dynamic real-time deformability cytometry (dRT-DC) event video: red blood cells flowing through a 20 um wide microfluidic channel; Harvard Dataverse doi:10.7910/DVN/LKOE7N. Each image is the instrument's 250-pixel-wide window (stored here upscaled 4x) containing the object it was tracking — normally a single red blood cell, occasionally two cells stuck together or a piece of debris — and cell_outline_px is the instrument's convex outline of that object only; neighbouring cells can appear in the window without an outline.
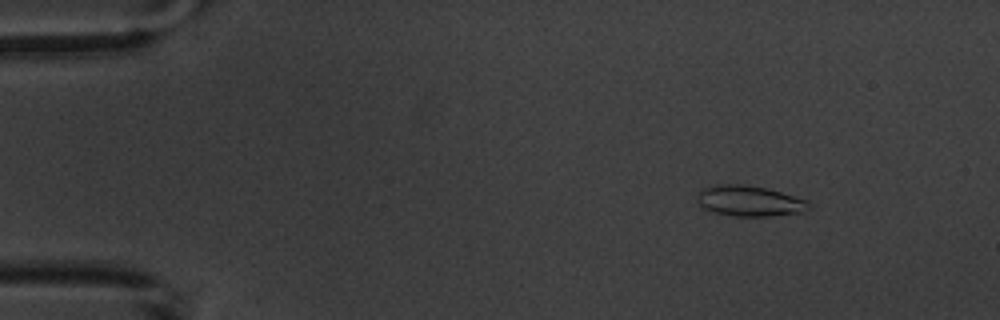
{"species": "common noctule bat (a hibernating species)", "species_latin": "Nyctalus noctula", "temperature_condition": "warm", "stored_images_in_passage": 15, "camera_frame_rate_fps": 3000, "um_per_image_px": 0.085, "animal": {"sex": "male", "body_mass_g": 20.1, "forearm_length_mm": 53.5}, "frame": {"image": 1, "passage_image": 3, "time_ms": 2.333, "image_size_px": [1000, 320], "cell_outline_px": [[812, 208], [804, 212], [768, 216], [732, 216], [716, 212], [704, 208], [700, 204], [700, 188], [716, 184], [744, 184], [768, 188], [808, 200]], "centroid_in_image_um": [63.77, 17.07], "position_along_channel_um": 21.2, "area_um2": 19.94}}
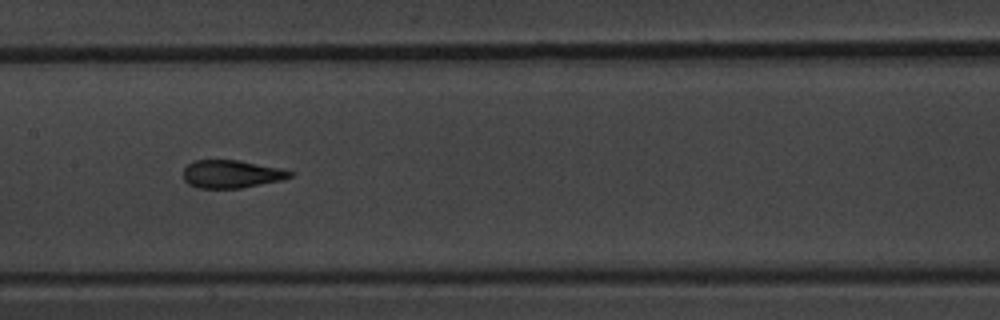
{"frame": {"image": 2, "passage_image": 8, "time_ms": 9.333, "image_size_px": [1000, 320], "cell_outline_px": [[292, 176], [280, 180], [240, 188], [196, 188], [188, 184], [184, 180], [184, 168], [192, 160], [240, 160], [280, 168], [292, 172]], "centroid_in_image_um": [19.62, 14.79], "position_along_channel_um": 187.8, "area_um2": 17.28}}
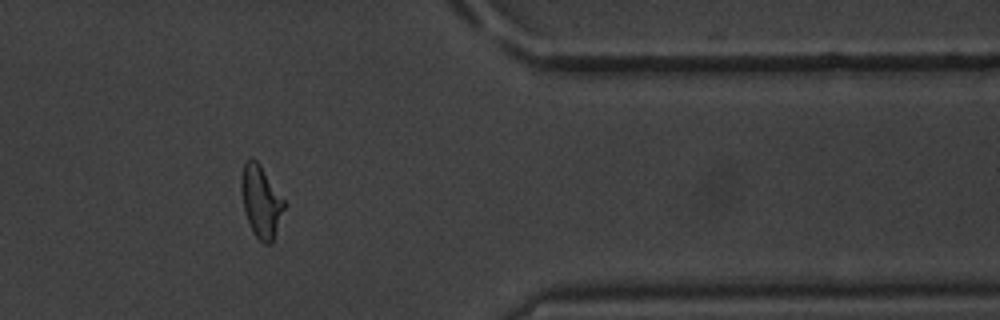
{"frame": {"image": 3, "passage_image": 13, "time_ms": 15.333, "image_size_px": [1000, 320], "cell_outline_px": [[288, 204], [272, 244], [264, 244], [252, 232], [244, 212], [240, 188], [240, 180], [244, 164], [252, 156], [260, 164]], "centroid_in_image_um": [22.21, 17.15], "position_along_channel_um": 389.2, "area_um2": 18.55}, "authors_computed_cell_mechanics": {"area_um2": 18.0914, "velocity_mm_per_s": 3.6446, "shape_relaxation_time_tau1_ms": 3.9312, "shape_relaxation_time_tau2_ms": 0.9755, "deformation_change_tau1": 0.1616, "deformation_change_tau2": 0.0661}}